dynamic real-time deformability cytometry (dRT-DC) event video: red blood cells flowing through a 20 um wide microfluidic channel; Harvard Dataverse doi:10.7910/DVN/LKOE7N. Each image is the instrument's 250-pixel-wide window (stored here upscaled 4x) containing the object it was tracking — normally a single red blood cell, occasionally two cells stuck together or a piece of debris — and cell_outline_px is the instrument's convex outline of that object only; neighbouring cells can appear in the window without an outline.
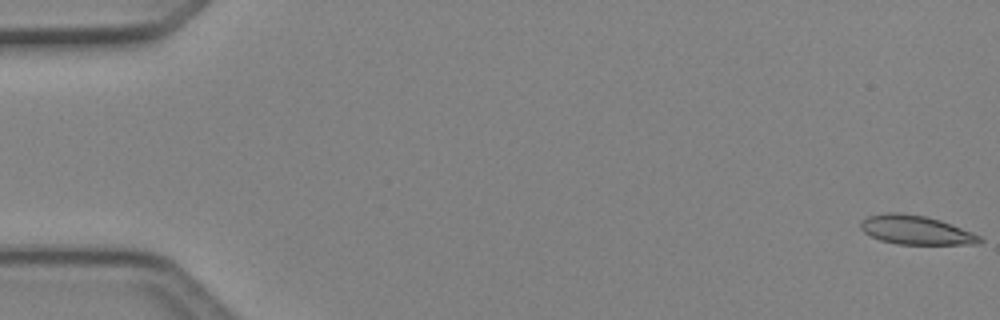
{"species": "Egyptian fruit bat (a non-hibernating species)", "species_latin": "Rousettus aegyptiacus", "temperature_condition": "cold", "stored_images_in_passage": 51, "camera_frame_rate_fps": 3000, "um_per_image_px": 0.085, "animal": {"sex": "female"}, "frame": {"image": 1, "passage_image": 1, "time_ms": 0.0, "image_size_px": [1000, 320], "cell_outline_px": [[984, 240], [976, 244], [896, 244], [880, 240], [864, 232], [860, 228], [860, 220], [868, 216], [888, 212], [900, 212], [924, 216], [940, 220], [972, 232], [980, 236]], "centroid_in_image_um": [77.82, 19.55], "position_along_channel_um": 7.2, "area_um2": 20.06}}
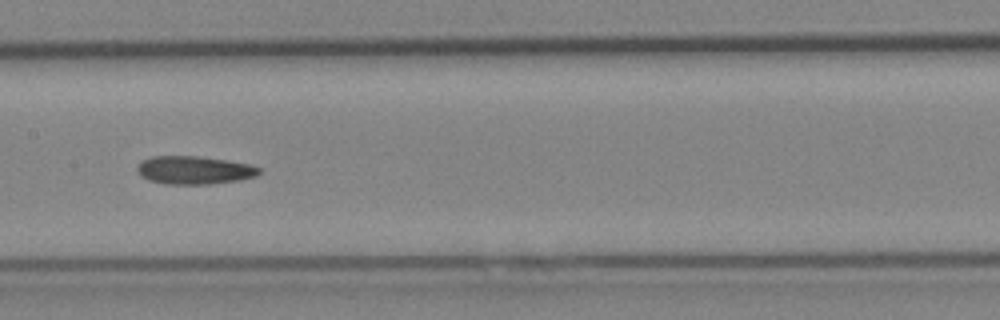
{"frame": {"image": 2, "passage_image": 26, "time_ms": 8.333, "image_size_px": [1000, 320], "cell_outline_px": [[260, 172], [256, 176], [240, 180], [212, 184], [164, 184], [148, 180], [136, 168], [144, 160], [152, 156], [196, 156], [224, 160], [248, 164], [260, 168]], "centroid_in_image_um": [16.53, 14.47], "position_along_channel_um": 190.9, "area_um2": 19.71}}
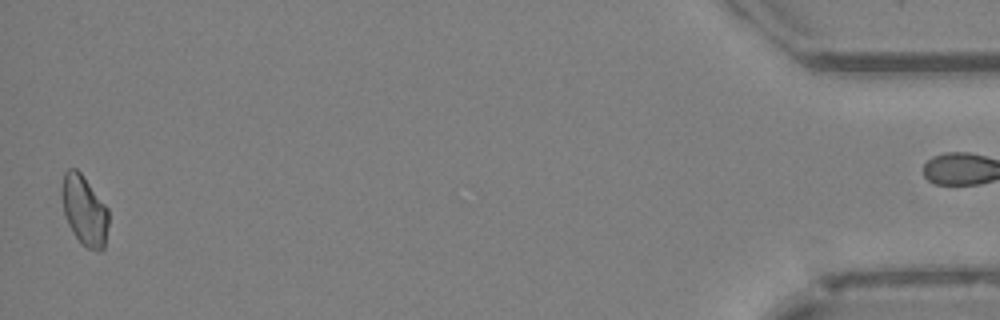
{"frame": {"image": 3, "passage_image": 50, "time_ms": 16.333, "image_size_px": [1000, 320], "cell_outline_px": [[108, 224], [104, 248], [100, 252], [96, 252], [80, 244], [68, 224], [64, 212], [60, 196], [60, 188], [64, 172], [68, 168], [76, 168], [80, 172], [108, 208]], "centroid_in_image_um": [7.15, 17.89], "position_along_channel_um": 428.1, "area_um2": 19.31}}